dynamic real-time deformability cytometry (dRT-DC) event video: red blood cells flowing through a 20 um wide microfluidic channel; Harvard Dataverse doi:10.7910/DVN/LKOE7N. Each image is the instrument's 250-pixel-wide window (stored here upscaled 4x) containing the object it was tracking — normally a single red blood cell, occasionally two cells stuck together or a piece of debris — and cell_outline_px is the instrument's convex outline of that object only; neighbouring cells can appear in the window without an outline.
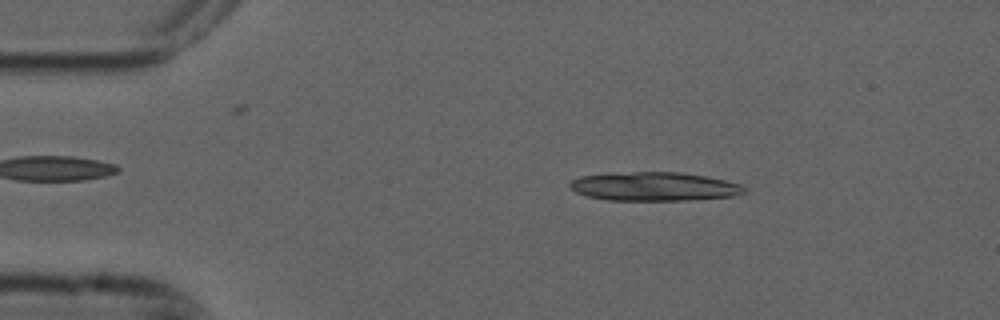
{"species": "common noctule bat (a hibernating species)", "species_latin": "Nyctalus noctula", "temperature_condition": "cold", "stored_images_in_passage": 3, "camera_frame_rate_fps": 3000, "um_per_image_px": 0.085, "animal": {"sex": "male", "forearm_length_mm": 52.5}, "frame": {"image": 1, "passage_image": 2, "time_ms": 0.333, "image_size_px": [1000, 320], "cell_outline_px": [[748, 192], [736, 196], [688, 200], [608, 200], [588, 196], [576, 192], [568, 184], [572, 180], [580, 176], [632, 172], [680, 172], [704, 176], [724, 180], [740, 184], [748, 188]], "centroid_in_image_um": [55.67, 15.86], "position_along_channel_um": 29.3, "area_um2": 29.13}}